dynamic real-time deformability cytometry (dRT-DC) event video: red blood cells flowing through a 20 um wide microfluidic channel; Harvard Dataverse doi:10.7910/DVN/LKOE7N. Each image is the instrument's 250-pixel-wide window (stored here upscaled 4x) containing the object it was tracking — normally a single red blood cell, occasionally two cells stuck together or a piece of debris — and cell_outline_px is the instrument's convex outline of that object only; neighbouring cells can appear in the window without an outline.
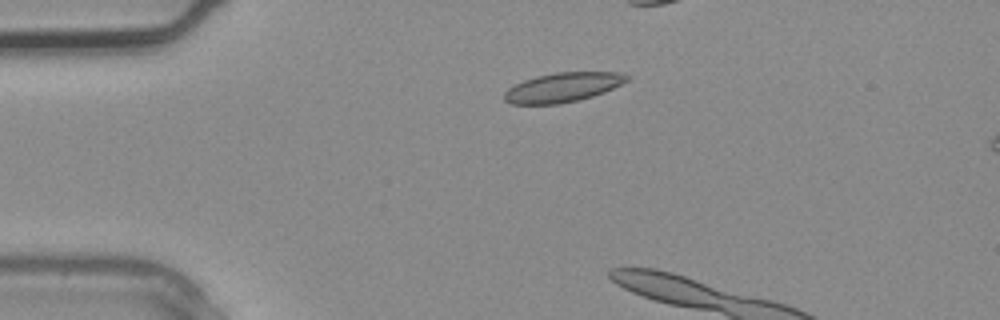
{"species": "common noctule bat (a hibernating species)", "species_latin": "Nyctalus noctula", "temperature_condition": "warm", "stored_images_in_passage": 4, "camera_frame_rate_fps": 3000, "um_per_image_px": 0.085, "animal": {"sex": "male", "body_mass_g": 20.4}, "frame": {"image": 1, "passage_image": 2, "time_ms": 0.333, "image_size_px": [1000, 320], "cell_outline_px": [[628, 80], [604, 92], [580, 100], [560, 104], [512, 104], [504, 100], [504, 92], [508, 88], [524, 80], [536, 76], [556, 72], [616, 72], [628, 76]], "centroid_in_image_um": [47.8, 7.43], "position_along_channel_um": 37.2, "area_um2": 20.87}}